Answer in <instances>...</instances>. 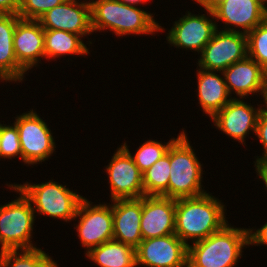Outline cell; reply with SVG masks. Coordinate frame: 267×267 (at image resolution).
<instances>
[{"label":"cell","mask_w":267,"mask_h":267,"mask_svg":"<svg viewBox=\"0 0 267 267\" xmlns=\"http://www.w3.org/2000/svg\"><path fill=\"white\" fill-rule=\"evenodd\" d=\"M186 132L182 128L170 145L168 198L198 197L207 193L202 184L204 165L199 161Z\"/></svg>","instance_id":"4"},{"label":"cell","mask_w":267,"mask_h":267,"mask_svg":"<svg viewBox=\"0 0 267 267\" xmlns=\"http://www.w3.org/2000/svg\"><path fill=\"white\" fill-rule=\"evenodd\" d=\"M65 0H20L18 16L21 19L38 20L43 14Z\"/></svg>","instance_id":"29"},{"label":"cell","mask_w":267,"mask_h":267,"mask_svg":"<svg viewBox=\"0 0 267 267\" xmlns=\"http://www.w3.org/2000/svg\"><path fill=\"white\" fill-rule=\"evenodd\" d=\"M176 199L143 196L140 229L142 239L175 234Z\"/></svg>","instance_id":"16"},{"label":"cell","mask_w":267,"mask_h":267,"mask_svg":"<svg viewBox=\"0 0 267 267\" xmlns=\"http://www.w3.org/2000/svg\"><path fill=\"white\" fill-rule=\"evenodd\" d=\"M264 86H265V93L267 94V67L264 69Z\"/></svg>","instance_id":"36"},{"label":"cell","mask_w":267,"mask_h":267,"mask_svg":"<svg viewBox=\"0 0 267 267\" xmlns=\"http://www.w3.org/2000/svg\"><path fill=\"white\" fill-rule=\"evenodd\" d=\"M113 239L136 248L142 239V197L112 200Z\"/></svg>","instance_id":"19"},{"label":"cell","mask_w":267,"mask_h":267,"mask_svg":"<svg viewBox=\"0 0 267 267\" xmlns=\"http://www.w3.org/2000/svg\"><path fill=\"white\" fill-rule=\"evenodd\" d=\"M22 150V162L27 167L42 164L55 154L56 141L49 124L33 108L14 117ZM54 153V154H53Z\"/></svg>","instance_id":"7"},{"label":"cell","mask_w":267,"mask_h":267,"mask_svg":"<svg viewBox=\"0 0 267 267\" xmlns=\"http://www.w3.org/2000/svg\"><path fill=\"white\" fill-rule=\"evenodd\" d=\"M40 247L33 249L4 250L0 252V267H59Z\"/></svg>","instance_id":"24"},{"label":"cell","mask_w":267,"mask_h":267,"mask_svg":"<svg viewBox=\"0 0 267 267\" xmlns=\"http://www.w3.org/2000/svg\"><path fill=\"white\" fill-rule=\"evenodd\" d=\"M263 108L267 111V94H265V96L263 97Z\"/></svg>","instance_id":"37"},{"label":"cell","mask_w":267,"mask_h":267,"mask_svg":"<svg viewBox=\"0 0 267 267\" xmlns=\"http://www.w3.org/2000/svg\"><path fill=\"white\" fill-rule=\"evenodd\" d=\"M135 249L137 267H187L188 246L176 234L143 239Z\"/></svg>","instance_id":"14"},{"label":"cell","mask_w":267,"mask_h":267,"mask_svg":"<svg viewBox=\"0 0 267 267\" xmlns=\"http://www.w3.org/2000/svg\"><path fill=\"white\" fill-rule=\"evenodd\" d=\"M255 136L257 137L259 143L262 145V156H254L255 161L267 160V111L263 108L259 114L256 126Z\"/></svg>","instance_id":"30"},{"label":"cell","mask_w":267,"mask_h":267,"mask_svg":"<svg viewBox=\"0 0 267 267\" xmlns=\"http://www.w3.org/2000/svg\"><path fill=\"white\" fill-rule=\"evenodd\" d=\"M19 19L15 14H0V82L3 83H22L28 73L14 53L13 36Z\"/></svg>","instance_id":"21"},{"label":"cell","mask_w":267,"mask_h":267,"mask_svg":"<svg viewBox=\"0 0 267 267\" xmlns=\"http://www.w3.org/2000/svg\"><path fill=\"white\" fill-rule=\"evenodd\" d=\"M13 158L22 160L18 128L13 122L9 125L0 123V159Z\"/></svg>","instance_id":"28"},{"label":"cell","mask_w":267,"mask_h":267,"mask_svg":"<svg viewBox=\"0 0 267 267\" xmlns=\"http://www.w3.org/2000/svg\"><path fill=\"white\" fill-rule=\"evenodd\" d=\"M44 30H63L80 35L83 39L93 35L89 0H65L39 19Z\"/></svg>","instance_id":"15"},{"label":"cell","mask_w":267,"mask_h":267,"mask_svg":"<svg viewBox=\"0 0 267 267\" xmlns=\"http://www.w3.org/2000/svg\"><path fill=\"white\" fill-rule=\"evenodd\" d=\"M249 246H267V222L260 228H248Z\"/></svg>","instance_id":"31"},{"label":"cell","mask_w":267,"mask_h":267,"mask_svg":"<svg viewBox=\"0 0 267 267\" xmlns=\"http://www.w3.org/2000/svg\"><path fill=\"white\" fill-rule=\"evenodd\" d=\"M5 184L19 196L0 205V252L36 248L32 241L36 217L31 202L14 183Z\"/></svg>","instance_id":"6"},{"label":"cell","mask_w":267,"mask_h":267,"mask_svg":"<svg viewBox=\"0 0 267 267\" xmlns=\"http://www.w3.org/2000/svg\"><path fill=\"white\" fill-rule=\"evenodd\" d=\"M20 0H0V14L18 15Z\"/></svg>","instance_id":"32"},{"label":"cell","mask_w":267,"mask_h":267,"mask_svg":"<svg viewBox=\"0 0 267 267\" xmlns=\"http://www.w3.org/2000/svg\"><path fill=\"white\" fill-rule=\"evenodd\" d=\"M223 75L228 93L231 97L234 94L233 98L248 99L254 95H259L258 97L261 95L263 99L266 94L264 69L248 56L226 68L223 71Z\"/></svg>","instance_id":"18"},{"label":"cell","mask_w":267,"mask_h":267,"mask_svg":"<svg viewBox=\"0 0 267 267\" xmlns=\"http://www.w3.org/2000/svg\"><path fill=\"white\" fill-rule=\"evenodd\" d=\"M144 196H163L168 198L170 178V146L167 153L142 173Z\"/></svg>","instance_id":"25"},{"label":"cell","mask_w":267,"mask_h":267,"mask_svg":"<svg viewBox=\"0 0 267 267\" xmlns=\"http://www.w3.org/2000/svg\"><path fill=\"white\" fill-rule=\"evenodd\" d=\"M90 47L92 41H83V38L75 33L63 31V30H44V54L45 59L49 60H59L56 58L74 55L86 56L89 55Z\"/></svg>","instance_id":"22"},{"label":"cell","mask_w":267,"mask_h":267,"mask_svg":"<svg viewBox=\"0 0 267 267\" xmlns=\"http://www.w3.org/2000/svg\"><path fill=\"white\" fill-rule=\"evenodd\" d=\"M85 256L98 267H137L136 249L115 239L92 248Z\"/></svg>","instance_id":"23"},{"label":"cell","mask_w":267,"mask_h":267,"mask_svg":"<svg viewBox=\"0 0 267 267\" xmlns=\"http://www.w3.org/2000/svg\"><path fill=\"white\" fill-rule=\"evenodd\" d=\"M17 62L29 71L38 68L45 59L44 29L38 20L19 19L13 36Z\"/></svg>","instance_id":"17"},{"label":"cell","mask_w":267,"mask_h":267,"mask_svg":"<svg viewBox=\"0 0 267 267\" xmlns=\"http://www.w3.org/2000/svg\"><path fill=\"white\" fill-rule=\"evenodd\" d=\"M204 11L206 12L204 14H194L186 10L185 15L178 17L167 35L165 34L167 44L176 49L197 52L199 55L217 30L213 12Z\"/></svg>","instance_id":"9"},{"label":"cell","mask_w":267,"mask_h":267,"mask_svg":"<svg viewBox=\"0 0 267 267\" xmlns=\"http://www.w3.org/2000/svg\"><path fill=\"white\" fill-rule=\"evenodd\" d=\"M249 248L248 228L227 223L220 231L188 245L187 267H235Z\"/></svg>","instance_id":"3"},{"label":"cell","mask_w":267,"mask_h":267,"mask_svg":"<svg viewBox=\"0 0 267 267\" xmlns=\"http://www.w3.org/2000/svg\"><path fill=\"white\" fill-rule=\"evenodd\" d=\"M120 146V147H119ZM104 173L108 176L110 201L144 196L143 176L129 153L119 145Z\"/></svg>","instance_id":"12"},{"label":"cell","mask_w":267,"mask_h":267,"mask_svg":"<svg viewBox=\"0 0 267 267\" xmlns=\"http://www.w3.org/2000/svg\"><path fill=\"white\" fill-rule=\"evenodd\" d=\"M256 171V177L263 182L265 191L267 190V160L253 161ZM267 192V191H266Z\"/></svg>","instance_id":"33"},{"label":"cell","mask_w":267,"mask_h":267,"mask_svg":"<svg viewBox=\"0 0 267 267\" xmlns=\"http://www.w3.org/2000/svg\"><path fill=\"white\" fill-rule=\"evenodd\" d=\"M175 139L176 137L172 136V138L168 139V142L162 143L157 139L151 140L149 138L140 144L134 154L131 153L132 151H130V147L128 144H126V141L123 142L121 146L129 153L139 170L143 173L167 153L169 146Z\"/></svg>","instance_id":"26"},{"label":"cell","mask_w":267,"mask_h":267,"mask_svg":"<svg viewBox=\"0 0 267 267\" xmlns=\"http://www.w3.org/2000/svg\"><path fill=\"white\" fill-rule=\"evenodd\" d=\"M199 7L204 8L203 10H210L212 11L215 7H217L220 3L224 2L225 0H193Z\"/></svg>","instance_id":"34"},{"label":"cell","mask_w":267,"mask_h":267,"mask_svg":"<svg viewBox=\"0 0 267 267\" xmlns=\"http://www.w3.org/2000/svg\"><path fill=\"white\" fill-rule=\"evenodd\" d=\"M14 185L31 202L35 217L39 214V216H47L54 220L57 219V221L60 219L66 223L73 221L79 204L84 198L77 192V189L75 191L70 190L67 184L63 185L54 179L38 184L27 181L23 184L14 183Z\"/></svg>","instance_id":"5"},{"label":"cell","mask_w":267,"mask_h":267,"mask_svg":"<svg viewBox=\"0 0 267 267\" xmlns=\"http://www.w3.org/2000/svg\"><path fill=\"white\" fill-rule=\"evenodd\" d=\"M226 208L219 197L209 192L198 197L176 199L175 234L187 246L207 238L229 223Z\"/></svg>","instance_id":"1"},{"label":"cell","mask_w":267,"mask_h":267,"mask_svg":"<svg viewBox=\"0 0 267 267\" xmlns=\"http://www.w3.org/2000/svg\"><path fill=\"white\" fill-rule=\"evenodd\" d=\"M110 202L94 204L87 197L80 202L73 219L78 223H73V229H76L80 246L85 248L84 254L113 239L112 201Z\"/></svg>","instance_id":"8"},{"label":"cell","mask_w":267,"mask_h":267,"mask_svg":"<svg viewBox=\"0 0 267 267\" xmlns=\"http://www.w3.org/2000/svg\"><path fill=\"white\" fill-rule=\"evenodd\" d=\"M212 12L217 29L248 34L267 18V4L266 0H225Z\"/></svg>","instance_id":"13"},{"label":"cell","mask_w":267,"mask_h":267,"mask_svg":"<svg viewBox=\"0 0 267 267\" xmlns=\"http://www.w3.org/2000/svg\"><path fill=\"white\" fill-rule=\"evenodd\" d=\"M257 105V108H256ZM251 105L244 98H232L210 120L215 128L243 146H247L249 134L255 135L257 120L263 110V104Z\"/></svg>","instance_id":"11"},{"label":"cell","mask_w":267,"mask_h":267,"mask_svg":"<svg viewBox=\"0 0 267 267\" xmlns=\"http://www.w3.org/2000/svg\"><path fill=\"white\" fill-rule=\"evenodd\" d=\"M124 4H127V5H132V6H141L142 4H147L148 1L150 0H118Z\"/></svg>","instance_id":"35"},{"label":"cell","mask_w":267,"mask_h":267,"mask_svg":"<svg viewBox=\"0 0 267 267\" xmlns=\"http://www.w3.org/2000/svg\"><path fill=\"white\" fill-rule=\"evenodd\" d=\"M196 71L198 104L204 115L211 119L233 97L228 93L223 72L208 71L199 67Z\"/></svg>","instance_id":"20"},{"label":"cell","mask_w":267,"mask_h":267,"mask_svg":"<svg viewBox=\"0 0 267 267\" xmlns=\"http://www.w3.org/2000/svg\"><path fill=\"white\" fill-rule=\"evenodd\" d=\"M91 26L95 32H112L117 37L125 35H153L165 31L155 14L138 6L124 4L118 0H89Z\"/></svg>","instance_id":"2"},{"label":"cell","mask_w":267,"mask_h":267,"mask_svg":"<svg viewBox=\"0 0 267 267\" xmlns=\"http://www.w3.org/2000/svg\"><path fill=\"white\" fill-rule=\"evenodd\" d=\"M248 57L267 67V18L247 34Z\"/></svg>","instance_id":"27"},{"label":"cell","mask_w":267,"mask_h":267,"mask_svg":"<svg viewBox=\"0 0 267 267\" xmlns=\"http://www.w3.org/2000/svg\"><path fill=\"white\" fill-rule=\"evenodd\" d=\"M248 56L247 34L216 30L197 59V67L208 71H221Z\"/></svg>","instance_id":"10"}]
</instances>
